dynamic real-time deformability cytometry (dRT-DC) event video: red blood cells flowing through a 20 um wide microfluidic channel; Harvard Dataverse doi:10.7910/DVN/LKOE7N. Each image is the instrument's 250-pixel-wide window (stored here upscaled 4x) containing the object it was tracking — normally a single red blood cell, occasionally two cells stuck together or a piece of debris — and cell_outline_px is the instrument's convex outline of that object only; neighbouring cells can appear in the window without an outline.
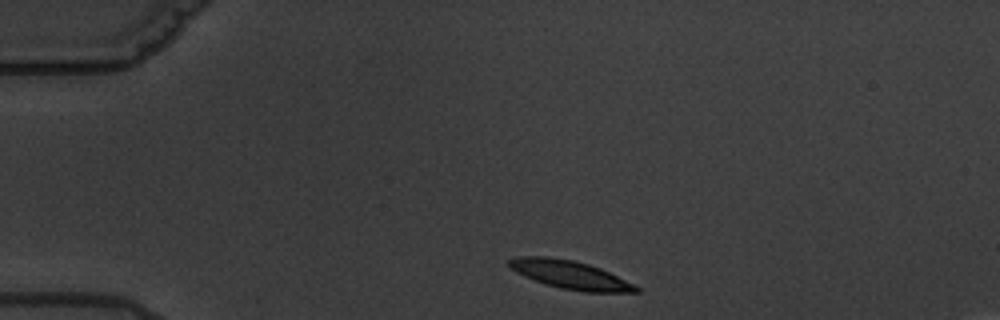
{"species": "common noctule bat (a hibernating species)", "species_latin": "Nyctalus noctula", "temperature_condition": "warm", "stored_images_in_passage": 2, "camera_frame_rate_fps": 3000, "um_per_image_px": 0.085, "animal": {"sex": "male", "body_mass_g": 19.5, "forearm_length_mm": 54.6}, "frame": {"image": 1, "passage_image": 1, "time_ms": 0.0, "image_size_px": [1000, 320], "cell_outline_px": [[640, 292], [584, 292], [560, 288], [544, 284], [524, 276], [508, 268], [508, 260], [520, 256], [548, 256], [572, 260], [588, 264], [600, 268], [640, 288]], "centroid_in_image_um": [48.4, 23.35], "position_along_channel_um": 36.6, "area_um2": 20.81}}